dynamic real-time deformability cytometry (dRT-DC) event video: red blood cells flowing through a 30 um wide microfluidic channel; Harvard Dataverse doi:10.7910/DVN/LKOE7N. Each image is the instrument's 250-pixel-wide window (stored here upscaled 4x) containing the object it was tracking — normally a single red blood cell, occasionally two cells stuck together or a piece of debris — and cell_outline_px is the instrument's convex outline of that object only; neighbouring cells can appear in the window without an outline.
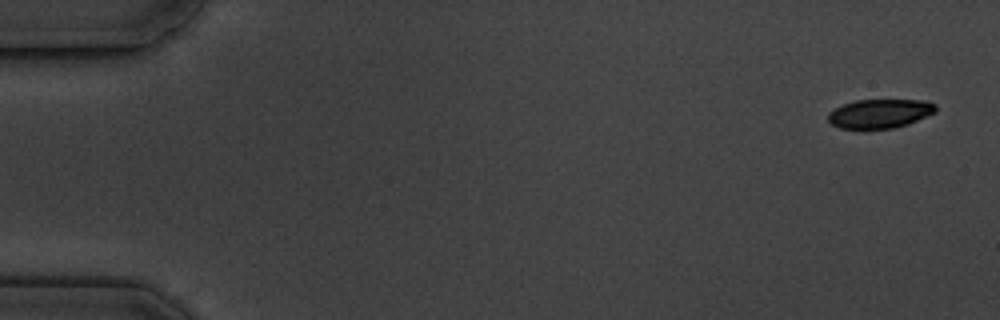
{"species": "common noctule bat (a hibernating species)", "species_latin": "Nyctalus noctula", "temperature_condition": "cold", "stored_images_in_passage": 11, "camera_frame_rate_fps": 3000, "um_per_image_px": 0.085, "animal": {"sex": "male", "body_mass_g": 19.5, "forearm_length_mm": 54.6}, "frame": {"image": 1, "passage_image": 1, "time_ms": 0.0, "image_size_px": [1000, 320], "cell_outline_px": [[936, 112], [908, 124], [892, 128], [864, 132], [840, 128], [832, 124], [828, 120], [828, 112], [844, 104], [856, 100], [924, 100], [936, 104]], "centroid_in_image_um": [74.75, 9.7], "position_along_channel_um": 10.2, "area_um2": 18.79}}
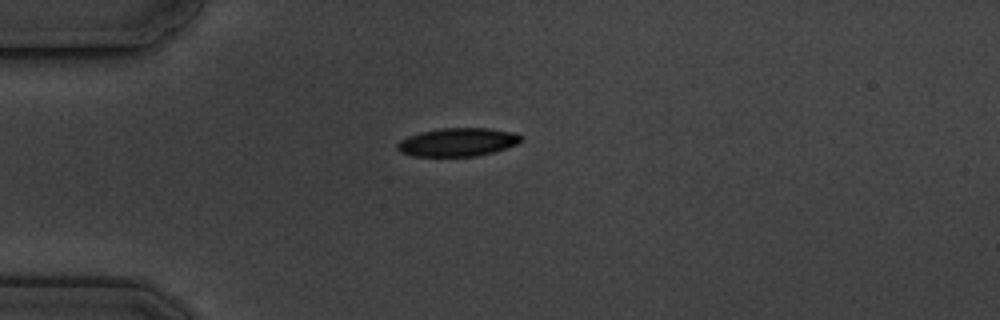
{"frame": {"image": 2, "passage_image": 4, "time_ms": 4.333, "image_size_px": [1000, 320], "cell_outline_px": [[524, 140], [520, 144], [492, 152], [476, 156], [412, 156], [400, 152], [396, 148], [396, 144], [400, 140], [408, 136], [420, 132], [440, 128], [488, 128], [516, 132], [524, 136]], "centroid_in_image_um": [38.95, 12.07], "position_along_channel_um": 46.1, "area_um2": 20.75}}